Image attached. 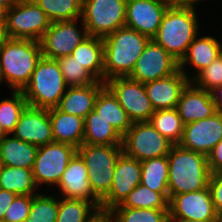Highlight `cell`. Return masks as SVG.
<instances>
[{
	"instance_id": "ac0fdd59",
	"label": "cell",
	"mask_w": 222,
	"mask_h": 222,
	"mask_svg": "<svg viewBox=\"0 0 222 222\" xmlns=\"http://www.w3.org/2000/svg\"><path fill=\"white\" fill-rule=\"evenodd\" d=\"M11 135L37 147L53 143L49 109L27 105Z\"/></svg>"
},
{
	"instance_id": "1f68e13d",
	"label": "cell",
	"mask_w": 222,
	"mask_h": 222,
	"mask_svg": "<svg viewBox=\"0 0 222 222\" xmlns=\"http://www.w3.org/2000/svg\"><path fill=\"white\" fill-rule=\"evenodd\" d=\"M115 207L142 208V209H169V200L159 192L139 184Z\"/></svg>"
},
{
	"instance_id": "60d3db41",
	"label": "cell",
	"mask_w": 222,
	"mask_h": 222,
	"mask_svg": "<svg viewBox=\"0 0 222 222\" xmlns=\"http://www.w3.org/2000/svg\"><path fill=\"white\" fill-rule=\"evenodd\" d=\"M209 189L212 195L215 211L222 220V173H211Z\"/></svg>"
},
{
	"instance_id": "8d00e7d4",
	"label": "cell",
	"mask_w": 222,
	"mask_h": 222,
	"mask_svg": "<svg viewBox=\"0 0 222 222\" xmlns=\"http://www.w3.org/2000/svg\"><path fill=\"white\" fill-rule=\"evenodd\" d=\"M54 195H34L31 209L25 222H56L59 200Z\"/></svg>"
},
{
	"instance_id": "b9f144b4",
	"label": "cell",
	"mask_w": 222,
	"mask_h": 222,
	"mask_svg": "<svg viewBox=\"0 0 222 222\" xmlns=\"http://www.w3.org/2000/svg\"><path fill=\"white\" fill-rule=\"evenodd\" d=\"M207 160L211 173H222V139L207 155Z\"/></svg>"
},
{
	"instance_id": "4316f807",
	"label": "cell",
	"mask_w": 222,
	"mask_h": 222,
	"mask_svg": "<svg viewBox=\"0 0 222 222\" xmlns=\"http://www.w3.org/2000/svg\"><path fill=\"white\" fill-rule=\"evenodd\" d=\"M83 144L122 145V136L93 109L84 118Z\"/></svg>"
},
{
	"instance_id": "74e56055",
	"label": "cell",
	"mask_w": 222,
	"mask_h": 222,
	"mask_svg": "<svg viewBox=\"0 0 222 222\" xmlns=\"http://www.w3.org/2000/svg\"><path fill=\"white\" fill-rule=\"evenodd\" d=\"M57 61L68 87L86 86L97 81L73 56H64Z\"/></svg>"
},
{
	"instance_id": "7dc6e473",
	"label": "cell",
	"mask_w": 222,
	"mask_h": 222,
	"mask_svg": "<svg viewBox=\"0 0 222 222\" xmlns=\"http://www.w3.org/2000/svg\"><path fill=\"white\" fill-rule=\"evenodd\" d=\"M20 0H0V4L4 6L7 10L12 6L17 4Z\"/></svg>"
},
{
	"instance_id": "5bb4252c",
	"label": "cell",
	"mask_w": 222,
	"mask_h": 222,
	"mask_svg": "<svg viewBox=\"0 0 222 222\" xmlns=\"http://www.w3.org/2000/svg\"><path fill=\"white\" fill-rule=\"evenodd\" d=\"M221 220L217 215L209 186L200 191L173 195L169 199V220Z\"/></svg>"
},
{
	"instance_id": "9c48e42d",
	"label": "cell",
	"mask_w": 222,
	"mask_h": 222,
	"mask_svg": "<svg viewBox=\"0 0 222 222\" xmlns=\"http://www.w3.org/2000/svg\"><path fill=\"white\" fill-rule=\"evenodd\" d=\"M5 23L9 38L40 41L51 21L34 0H20L6 11Z\"/></svg>"
},
{
	"instance_id": "d4e9b609",
	"label": "cell",
	"mask_w": 222,
	"mask_h": 222,
	"mask_svg": "<svg viewBox=\"0 0 222 222\" xmlns=\"http://www.w3.org/2000/svg\"><path fill=\"white\" fill-rule=\"evenodd\" d=\"M71 56L97 81L104 82L103 38L86 37L74 48Z\"/></svg>"
},
{
	"instance_id": "f1b7e54d",
	"label": "cell",
	"mask_w": 222,
	"mask_h": 222,
	"mask_svg": "<svg viewBox=\"0 0 222 222\" xmlns=\"http://www.w3.org/2000/svg\"><path fill=\"white\" fill-rule=\"evenodd\" d=\"M141 163V183L154 192L162 193L168 200L169 166L167 156L155 157Z\"/></svg>"
},
{
	"instance_id": "ba28073f",
	"label": "cell",
	"mask_w": 222,
	"mask_h": 222,
	"mask_svg": "<svg viewBox=\"0 0 222 222\" xmlns=\"http://www.w3.org/2000/svg\"><path fill=\"white\" fill-rule=\"evenodd\" d=\"M173 145L149 121L132 123L122 136L123 153L140 162L167 156Z\"/></svg>"
},
{
	"instance_id": "277c9868",
	"label": "cell",
	"mask_w": 222,
	"mask_h": 222,
	"mask_svg": "<svg viewBox=\"0 0 222 222\" xmlns=\"http://www.w3.org/2000/svg\"><path fill=\"white\" fill-rule=\"evenodd\" d=\"M42 56L39 41L9 38L0 47V84L22 91Z\"/></svg>"
},
{
	"instance_id": "f5cc1de1",
	"label": "cell",
	"mask_w": 222,
	"mask_h": 222,
	"mask_svg": "<svg viewBox=\"0 0 222 222\" xmlns=\"http://www.w3.org/2000/svg\"><path fill=\"white\" fill-rule=\"evenodd\" d=\"M169 1L171 4H180L183 0H167Z\"/></svg>"
},
{
	"instance_id": "bcb514c9",
	"label": "cell",
	"mask_w": 222,
	"mask_h": 222,
	"mask_svg": "<svg viewBox=\"0 0 222 222\" xmlns=\"http://www.w3.org/2000/svg\"><path fill=\"white\" fill-rule=\"evenodd\" d=\"M9 39L5 21H0V47Z\"/></svg>"
},
{
	"instance_id": "836d02e7",
	"label": "cell",
	"mask_w": 222,
	"mask_h": 222,
	"mask_svg": "<svg viewBox=\"0 0 222 222\" xmlns=\"http://www.w3.org/2000/svg\"><path fill=\"white\" fill-rule=\"evenodd\" d=\"M56 222H86L98 209L91 201L59 197Z\"/></svg>"
},
{
	"instance_id": "44dd1931",
	"label": "cell",
	"mask_w": 222,
	"mask_h": 222,
	"mask_svg": "<svg viewBox=\"0 0 222 222\" xmlns=\"http://www.w3.org/2000/svg\"><path fill=\"white\" fill-rule=\"evenodd\" d=\"M176 109L184 124L212 117L217 113L211 93L191 82L182 91Z\"/></svg>"
},
{
	"instance_id": "f35d334b",
	"label": "cell",
	"mask_w": 222,
	"mask_h": 222,
	"mask_svg": "<svg viewBox=\"0 0 222 222\" xmlns=\"http://www.w3.org/2000/svg\"><path fill=\"white\" fill-rule=\"evenodd\" d=\"M190 82L195 87L209 92L222 85V54L210 65L198 72Z\"/></svg>"
},
{
	"instance_id": "9a60e30c",
	"label": "cell",
	"mask_w": 222,
	"mask_h": 222,
	"mask_svg": "<svg viewBox=\"0 0 222 222\" xmlns=\"http://www.w3.org/2000/svg\"><path fill=\"white\" fill-rule=\"evenodd\" d=\"M170 5L167 0H127L125 26L153 39Z\"/></svg>"
},
{
	"instance_id": "ee69618b",
	"label": "cell",
	"mask_w": 222,
	"mask_h": 222,
	"mask_svg": "<svg viewBox=\"0 0 222 222\" xmlns=\"http://www.w3.org/2000/svg\"><path fill=\"white\" fill-rule=\"evenodd\" d=\"M86 222H116L110 210L97 209Z\"/></svg>"
},
{
	"instance_id": "e575fe53",
	"label": "cell",
	"mask_w": 222,
	"mask_h": 222,
	"mask_svg": "<svg viewBox=\"0 0 222 222\" xmlns=\"http://www.w3.org/2000/svg\"><path fill=\"white\" fill-rule=\"evenodd\" d=\"M22 91H13L10 98L0 101V124L7 134L14 131L22 111L27 106Z\"/></svg>"
},
{
	"instance_id": "4fadbf2b",
	"label": "cell",
	"mask_w": 222,
	"mask_h": 222,
	"mask_svg": "<svg viewBox=\"0 0 222 222\" xmlns=\"http://www.w3.org/2000/svg\"><path fill=\"white\" fill-rule=\"evenodd\" d=\"M179 69L175 60L163 47L151 39L139 56L135 67L128 76L142 84L167 77Z\"/></svg>"
},
{
	"instance_id": "603a6c76",
	"label": "cell",
	"mask_w": 222,
	"mask_h": 222,
	"mask_svg": "<svg viewBox=\"0 0 222 222\" xmlns=\"http://www.w3.org/2000/svg\"><path fill=\"white\" fill-rule=\"evenodd\" d=\"M222 54V42L218 41L216 37L212 36H201L193 40L189 45L186 54L179 62V69L184 73V75L190 80L203 68L210 65L219 55ZM187 64H192L196 72L190 77L191 74H187L185 66Z\"/></svg>"
},
{
	"instance_id": "484cf974",
	"label": "cell",
	"mask_w": 222,
	"mask_h": 222,
	"mask_svg": "<svg viewBox=\"0 0 222 222\" xmlns=\"http://www.w3.org/2000/svg\"><path fill=\"white\" fill-rule=\"evenodd\" d=\"M8 134L0 142V165L32 169L38 147Z\"/></svg>"
},
{
	"instance_id": "e0dca14e",
	"label": "cell",
	"mask_w": 222,
	"mask_h": 222,
	"mask_svg": "<svg viewBox=\"0 0 222 222\" xmlns=\"http://www.w3.org/2000/svg\"><path fill=\"white\" fill-rule=\"evenodd\" d=\"M222 139V113L212 117L185 124L179 145L182 148L205 154Z\"/></svg>"
},
{
	"instance_id": "d6986e66",
	"label": "cell",
	"mask_w": 222,
	"mask_h": 222,
	"mask_svg": "<svg viewBox=\"0 0 222 222\" xmlns=\"http://www.w3.org/2000/svg\"><path fill=\"white\" fill-rule=\"evenodd\" d=\"M87 171L84 160L76 153L56 185L61 192L58 195L67 199L91 201L99 209L100 201L92 193Z\"/></svg>"
},
{
	"instance_id": "d590c367",
	"label": "cell",
	"mask_w": 222,
	"mask_h": 222,
	"mask_svg": "<svg viewBox=\"0 0 222 222\" xmlns=\"http://www.w3.org/2000/svg\"><path fill=\"white\" fill-rule=\"evenodd\" d=\"M116 222H169V209L113 207Z\"/></svg>"
},
{
	"instance_id": "7bdbcfd3",
	"label": "cell",
	"mask_w": 222,
	"mask_h": 222,
	"mask_svg": "<svg viewBox=\"0 0 222 222\" xmlns=\"http://www.w3.org/2000/svg\"><path fill=\"white\" fill-rule=\"evenodd\" d=\"M17 195L13 192L4 190L0 188V221H3V217L5 214L6 209L10 206L13 202L14 198Z\"/></svg>"
},
{
	"instance_id": "681fc988",
	"label": "cell",
	"mask_w": 222,
	"mask_h": 222,
	"mask_svg": "<svg viewBox=\"0 0 222 222\" xmlns=\"http://www.w3.org/2000/svg\"><path fill=\"white\" fill-rule=\"evenodd\" d=\"M170 221L172 222H220L221 220L198 221V220L184 219V220H170Z\"/></svg>"
},
{
	"instance_id": "8992f818",
	"label": "cell",
	"mask_w": 222,
	"mask_h": 222,
	"mask_svg": "<svg viewBox=\"0 0 222 222\" xmlns=\"http://www.w3.org/2000/svg\"><path fill=\"white\" fill-rule=\"evenodd\" d=\"M77 153L86 164L92 193L101 201L112 187L115 165L123 153L122 145L82 144Z\"/></svg>"
},
{
	"instance_id": "8fae6325",
	"label": "cell",
	"mask_w": 222,
	"mask_h": 222,
	"mask_svg": "<svg viewBox=\"0 0 222 222\" xmlns=\"http://www.w3.org/2000/svg\"><path fill=\"white\" fill-rule=\"evenodd\" d=\"M105 86L117 98L118 103L134 122L149 121L155 112L144 84L127 77H114L105 81Z\"/></svg>"
},
{
	"instance_id": "c3c4849f",
	"label": "cell",
	"mask_w": 222,
	"mask_h": 222,
	"mask_svg": "<svg viewBox=\"0 0 222 222\" xmlns=\"http://www.w3.org/2000/svg\"><path fill=\"white\" fill-rule=\"evenodd\" d=\"M202 0H183L180 5H183V6H189V7H195L196 3L200 2Z\"/></svg>"
},
{
	"instance_id": "3957f363",
	"label": "cell",
	"mask_w": 222,
	"mask_h": 222,
	"mask_svg": "<svg viewBox=\"0 0 222 222\" xmlns=\"http://www.w3.org/2000/svg\"><path fill=\"white\" fill-rule=\"evenodd\" d=\"M150 40L126 26L104 37V82L114 77L129 76Z\"/></svg>"
},
{
	"instance_id": "30bf717a",
	"label": "cell",
	"mask_w": 222,
	"mask_h": 222,
	"mask_svg": "<svg viewBox=\"0 0 222 222\" xmlns=\"http://www.w3.org/2000/svg\"><path fill=\"white\" fill-rule=\"evenodd\" d=\"M76 153L77 148L74 146L58 142L38 147L32 168L38 188L47 184L56 186Z\"/></svg>"
},
{
	"instance_id": "816d5d0a",
	"label": "cell",
	"mask_w": 222,
	"mask_h": 222,
	"mask_svg": "<svg viewBox=\"0 0 222 222\" xmlns=\"http://www.w3.org/2000/svg\"><path fill=\"white\" fill-rule=\"evenodd\" d=\"M8 134L5 132V130L2 128L0 124V142L7 136Z\"/></svg>"
},
{
	"instance_id": "f907efd6",
	"label": "cell",
	"mask_w": 222,
	"mask_h": 222,
	"mask_svg": "<svg viewBox=\"0 0 222 222\" xmlns=\"http://www.w3.org/2000/svg\"><path fill=\"white\" fill-rule=\"evenodd\" d=\"M6 11L7 9L0 4V21H6Z\"/></svg>"
},
{
	"instance_id": "2e32d148",
	"label": "cell",
	"mask_w": 222,
	"mask_h": 222,
	"mask_svg": "<svg viewBox=\"0 0 222 222\" xmlns=\"http://www.w3.org/2000/svg\"><path fill=\"white\" fill-rule=\"evenodd\" d=\"M141 183V163L122 153L115 165L112 187L100 201V208L110 210L120 205L128 194Z\"/></svg>"
},
{
	"instance_id": "52a82bcc",
	"label": "cell",
	"mask_w": 222,
	"mask_h": 222,
	"mask_svg": "<svg viewBox=\"0 0 222 222\" xmlns=\"http://www.w3.org/2000/svg\"><path fill=\"white\" fill-rule=\"evenodd\" d=\"M127 0H82L81 19L88 36L104 38L125 27Z\"/></svg>"
},
{
	"instance_id": "ffe728a7",
	"label": "cell",
	"mask_w": 222,
	"mask_h": 222,
	"mask_svg": "<svg viewBox=\"0 0 222 222\" xmlns=\"http://www.w3.org/2000/svg\"><path fill=\"white\" fill-rule=\"evenodd\" d=\"M190 83L184 73L178 69L175 73L144 84L147 96L157 110L174 109L182 91Z\"/></svg>"
},
{
	"instance_id": "cb8c5ba5",
	"label": "cell",
	"mask_w": 222,
	"mask_h": 222,
	"mask_svg": "<svg viewBox=\"0 0 222 222\" xmlns=\"http://www.w3.org/2000/svg\"><path fill=\"white\" fill-rule=\"evenodd\" d=\"M54 142L64 143L79 148L84 139V119L67 114L56 107L49 109Z\"/></svg>"
},
{
	"instance_id": "ab89813d",
	"label": "cell",
	"mask_w": 222,
	"mask_h": 222,
	"mask_svg": "<svg viewBox=\"0 0 222 222\" xmlns=\"http://www.w3.org/2000/svg\"><path fill=\"white\" fill-rule=\"evenodd\" d=\"M34 195H17L6 209L2 222H25L28 217Z\"/></svg>"
},
{
	"instance_id": "7c38bea8",
	"label": "cell",
	"mask_w": 222,
	"mask_h": 222,
	"mask_svg": "<svg viewBox=\"0 0 222 222\" xmlns=\"http://www.w3.org/2000/svg\"><path fill=\"white\" fill-rule=\"evenodd\" d=\"M79 20L82 24L81 28L76 25ZM86 37L88 34L81 18L51 22L39 41L41 52L43 57L57 60L71 55L74 48Z\"/></svg>"
},
{
	"instance_id": "4dcf8cb0",
	"label": "cell",
	"mask_w": 222,
	"mask_h": 222,
	"mask_svg": "<svg viewBox=\"0 0 222 222\" xmlns=\"http://www.w3.org/2000/svg\"><path fill=\"white\" fill-rule=\"evenodd\" d=\"M149 122L174 145L181 142L185 124L176 108L155 111Z\"/></svg>"
},
{
	"instance_id": "83f0119b",
	"label": "cell",
	"mask_w": 222,
	"mask_h": 222,
	"mask_svg": "<svg viewBox=\"0 0 222 222\" xmlns=\"http://www.w3.org/2000/svg\"><path fill=\"white\" fill-rule=\"evenodd\" d=\"M94 110L107 120L121 136L132 126V121L127 113L106 86L99 92Z\"/></svg>"
},
{
	"instance_id": "d6a6232c",
	"label": "cell",
	"mask_w": 222,
	"mask_h": 222,
	"mask_svg": "<svg viewBox=\"0 0 222 222\" xmlns=\"http://www.w3.org/2000/svg\"><path fill=\"white\" fill-rule=\"evenodd\" d=\"M51 22L81 18L82 0H34Z\"/></svg>"
},
{
	"instance_id": "6da1fadb",
	"label": "cell",
	"mask_w": 222,
	"mask_h": 222,
	"mask_svg": "<svg viewBox=\"0 0 222 222\" xmlns=\"http://www.w3.org/2000/svg\"><path fill=\"white\" fill-rule=\"evenodd\" d=\"M195 8L171 4L165 11L158 32L153 38L178 62L201 31Z\"/></svg>"
},
{
	"instance_id": "7a4b0ae2",
	"label": "cell",
	"mask_w": 222,
	"mask_h": 222,
	"mask_svg": "<svg viewBox=\"0 0 222 222\" xmlns=\"http://www.w3.org/2000/svg\"><path fill=\"white\" fill-rule=\"evenodd\" d=\"M168 158L169 197L181 193L200 191L209 186L211 172L205 154L173 145Z\"/></svg>"
},
{
	"instance_id": "5b68a950",
	"label": "cell",
	"mask_w": 222,
	"mask_h": 222,
	"mask_svg": "<svg viewBox=\"0 0 222 222\" xmlns=\"http://www.w3.org/2000/svg\"><path fill=\"white\" fill-rule=\"evenodd\" d=\"M68 88L56 59L43 57L22 90L27 104L36 108H55Z\"/></svg>"
},
{
	"instance_id": "f546056e",
	"label": "cell",
	"mask_w": 222,
	"mask_h": 222,
	"mask_svg": "<svg viewBox=\"0 0 222 222\" xmlns=\"http://www.w3.org/2000/svg\"><path fill=\"white\" fill-rule=\"evenodd\" d=\"M37 187L32 169L0 165L1 189L13 192L16 195H36L38 194Z\"/></svg>"
},
{
	"instance_id": "f6af8a7d",
	"label": "cell",
	"mask_w": 222,
	"mask_h": 222,
	"mask_svg": "<svg viewBox=\"0 0 222 222\" xmlns=\"http://www.w3.org/2000/svg\"><path fill=\"white\" fill-rule=\"evenodd\" d=\"M210 93L217 112L222 113V85L215 87Z\"/></svg>"
},
{
	"instance_id": "7402d4cb",
	"label": "cell",
	"mask_w": 222,
	"mask_h": 222,
	"mask_svg": "<svg viewBox=\"0 0 222 222\" xmlns=\"http://www.w3.org/2000/svg\"><path fill=\"white\" fill-rule=\"evenodd\" d=\"M104 87L105 82L100 81L86 86L68 87L56 108L84 119L94 109L97 96Z\"/></svg>"
}]
</instances>
